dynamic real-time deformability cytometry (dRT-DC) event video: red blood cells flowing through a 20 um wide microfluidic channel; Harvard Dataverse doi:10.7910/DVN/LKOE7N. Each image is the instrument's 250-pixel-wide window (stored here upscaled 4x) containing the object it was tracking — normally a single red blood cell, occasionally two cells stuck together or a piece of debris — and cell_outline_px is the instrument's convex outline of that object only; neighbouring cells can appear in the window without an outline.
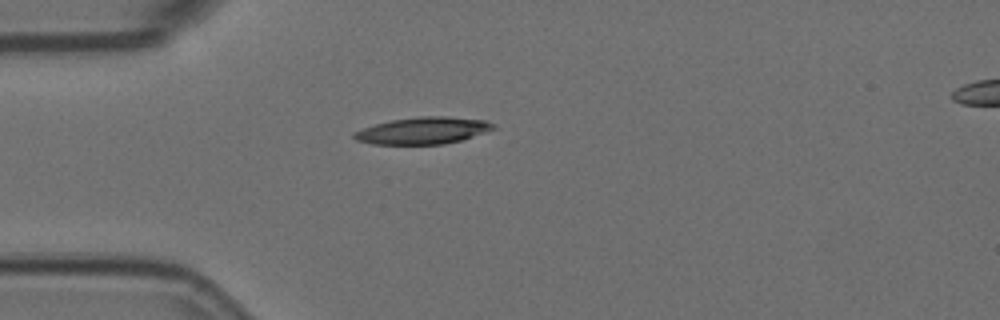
{"species": "Egyptian fruit bat (a non-hibernating species)", "species_latin": "Rousettus aegyptiacus", "temperature_condition": "room temperature", "stored_images_in_passage": 5, "camera_frame_rate_fps": 3000, "um_per_image_px": 0.085, "animal": {"sex": "female"}, "frame": {"image": 1, "passage_image": 5, "time_ms": 1.333, "image_size_px": [1000, 320], "cell_outline_px": [[496, 128], [460, 140], [444, 144], [372, 144], [356, 140], [352, 136], [352, 132], [376, 124], [392, 120], [420, 116], [448, 116], [484, 120], [496, 124]], "centroid_in_image_um": [35.94, 11.1], "position_along_channel_um": 49.1, "area_um2": 21.68}}